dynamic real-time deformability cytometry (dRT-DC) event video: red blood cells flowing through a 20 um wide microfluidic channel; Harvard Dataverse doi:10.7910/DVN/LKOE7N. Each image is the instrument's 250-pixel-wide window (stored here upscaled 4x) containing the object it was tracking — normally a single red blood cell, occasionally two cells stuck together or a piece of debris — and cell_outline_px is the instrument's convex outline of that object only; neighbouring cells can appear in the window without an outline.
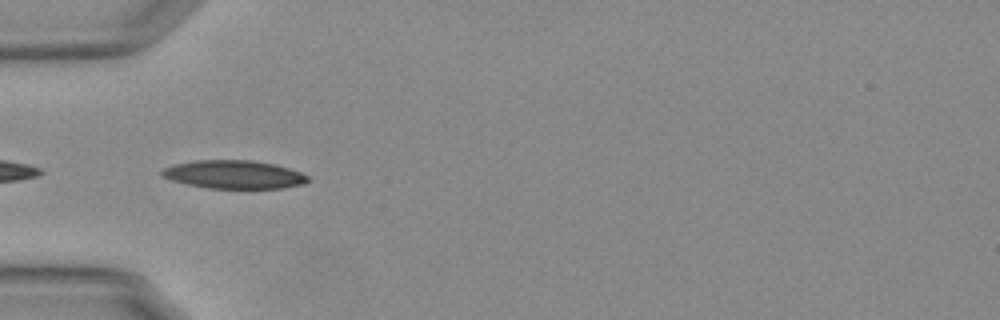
{"species": "Egyptian fruit bat (a non-hibernating species)", "species_latin": "Rousettus aegyptiacus", "temperature_condition": "warm", "stored_images_in_passage": 26, "camera_frame_rate_fps": 3000, "um_per_image_px": 0.085, "animal": {"sex": "female"}, "frame": {"image": 1, "passage_image": 1, "time_ms": 0.0, "image_size_px": [1000, 320], "cell_outline_px": [[308, 180], [304, 184], [284, 188], [208, 188], [188, 184], [172, 180], [164, 176], [160, 172], [164, 168], [176, 164], [196, 160], [252, 160], [272, 164], [288, 168], [300, 172], [308, 176]], "centroid_in_image_um": [19.91, 14.83], "position_along_channel_um": 65.1, "area_um2": 23.76}}
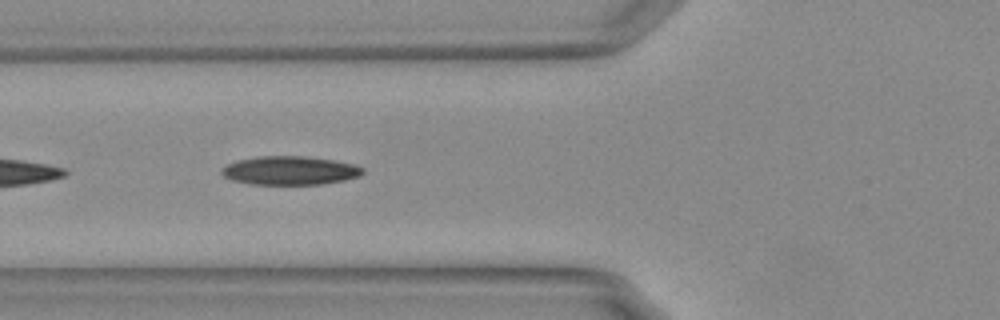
{"frame": {"image": 2, "passage_image": 4, "time_ms": 1.0, "image_size_px": [1000, 320], "cell_outline_px": [[364, 172], [360, 176], [344, 180], [324, 184], [248, 184], [232, 180], [224, 176], [220, 172], [220, 168], [236, 160], [260, 156], [300, 156], [332, 160], [352, 164], [364, 168]], "centroid_in_image_um": [24.61, 14.5], "position_along_channel_um": 101.2, "area_um2": 23.52}}